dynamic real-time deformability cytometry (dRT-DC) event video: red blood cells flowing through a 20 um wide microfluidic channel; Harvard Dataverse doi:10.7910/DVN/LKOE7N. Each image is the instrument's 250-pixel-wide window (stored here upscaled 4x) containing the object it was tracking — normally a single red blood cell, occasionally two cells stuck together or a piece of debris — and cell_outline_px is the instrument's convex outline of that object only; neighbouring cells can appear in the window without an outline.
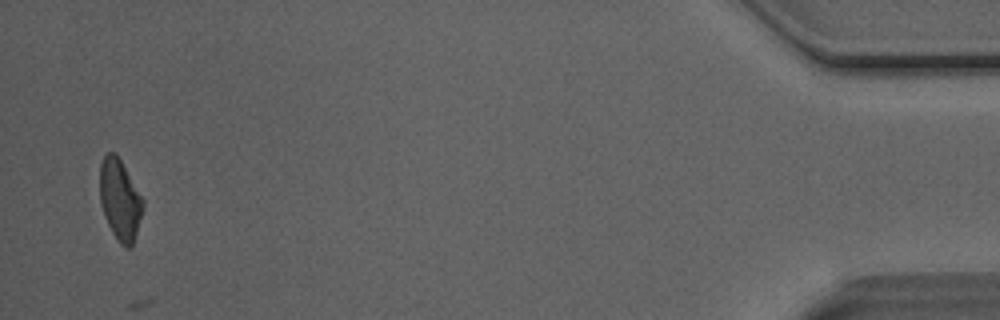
{"species": "Egyptian fruit bat (a non-hibernating species)", "species_latin": "Rousettus aegyptiacus", "temperature_condition": "room temperature", "stored_images_in_passage": 24, "camera_frame_rate_fps": 3000, "um_per_image_px": 0.085, "animal": {"sex": "male"}, "frame": {"image": 1, "passage_image": 23, "time_ms": 7.333, "image_size_px": [1000, 320], "cell_outline_px": [[144, 208], [132, 244], [128, 248], [124, 248], [120, 244], [112, 232], [104, 216], [100, 204], [100, 164], [104, 156], [108, 152], [116, 152], [144, 200]], "centroid_in_image_um": [10.19, 16.96], "position_along_channel_um": 425.0, "area_um2": 20.29}}